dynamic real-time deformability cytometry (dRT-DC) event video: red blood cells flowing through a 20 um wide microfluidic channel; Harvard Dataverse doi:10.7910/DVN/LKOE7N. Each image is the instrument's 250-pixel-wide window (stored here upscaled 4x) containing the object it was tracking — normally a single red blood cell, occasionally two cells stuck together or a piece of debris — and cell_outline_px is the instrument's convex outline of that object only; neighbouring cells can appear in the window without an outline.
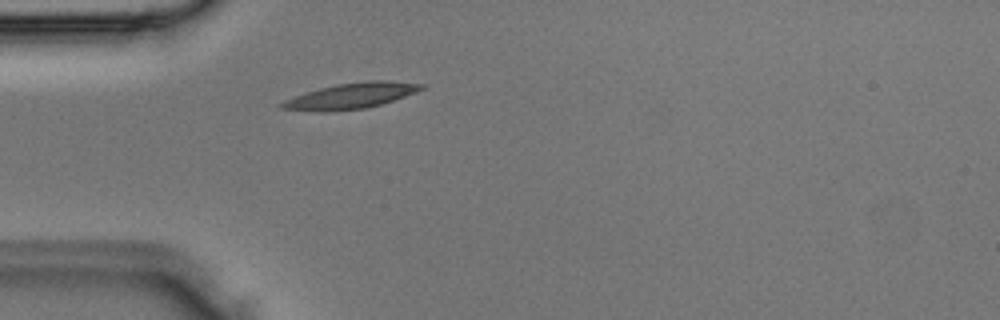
{"species": "Egyptian fruit bat (a non-hibernating species)", "species_latin": "Rousettus aegyptiacus", "temperature_condition": "room temperature", "stored_images_in_passage": 2, "camera_frame_rate_fps": 3000, "um_per_image_px": 0.085, "animal": {"sex": "male"}, "frame": {"image": 1, "passage_image": 2, "time_ms": 0.333, "image_size_px": [1000, 320], "cell_outline_px": [[428, 84], [424, 88], [416, 92], [380, 104], [364, 108], [328, 112], [316, 112], [280, 108], [276, 104], [284, 100], [320, 88], [340, 84], [364, 80], [392, 80]], "centroid_in_image_um": [29.85, 8.14], "position_along_channel_um": 55.2, "area_um2": 20.92}}